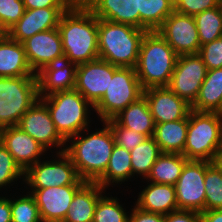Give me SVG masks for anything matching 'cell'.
<instances>
[{
  "mask_svg": "<svg viewBox=\"0 0 222 222\" xmlns=\"http://www.w3.org/2000/svg\"><path fill=\"white\" fill-rule=\"evenodd\" d=\"M56 157L59 159L38 161L24 172V182L31 190L86 183L79 178L71 158L64 151L57 152Z\"/></svg>",
  "mask_w": 222,
  "mask_h": 222,
  "instance_id": "9",
  "label": "cell"
},
{
  "mask_svg": "<svg viewBox=\"0 0 222 222\" xmlns=\"http://www.w3.org/2000/svg\"><path fill=\"white\" fill-rule=\"evenodd\" d=\"M18 199L10 198L12 222H42L39 208L33 195L27 192Z\"/></svg>",
  "mask_w": 222,
  "mask_h": 222,
  "instance_id": "35",
  "label": "cell"
},
{
  "mask_svg": "<svg viewBox=\"0 0 222 222\" xmlns=\"http://www.w3.org/2000/svg\"><path fill=\"white\" fill-rule=\"evenodd\" d=\"M213 162L188 160L175 183L179 210L205 211V172Z\"/></svg>",
  "mask_w": 222,
  "mask_h": 222,
  "instance_id": "10",
  "label": "cell"
},
{
  "mask_svg": "<svg viewBox=\"0 0 222 222\" xmlns=\"http://www.w3.org/2000/svg\"><path fill=\"white\" fill-rule=\"evenodd\" d=\"M133 177L131 153L124 147L114 145L105 173L96 181L105 190L113 183L122 184ZM107 187V189H106Z\"/></svg>",
  "mask_w": 222,
  "mask_h": 222,
  "instance_id": "28",
  "label": "cell"
},
{
  "mask_svg": "<svg viewBox=\"0 0 222 222\" xmlns=\"http://www.w3.org/2000/svg\"><path fill=\"white\" fill-rule=\"evenodd\" d=\"M18 178L23 179L22 181L24 182V171L0 142V189L1 187L4 188V186H10V184L17 181Z\"/></svg>",
  "mask_w": 222,
  "mask_h": 222,
  "instance_id": "36",
  "label": "cell"
},
{
  "mask_svg": "<svg viewBox=\"0 0 222 222\" xmlns=\"http://www.w3.org/2000/svg\"><path fill=\"white\" fill-rule=\"evenodd\" d=\"M103 124L104 128L96 132L83 137L81 134L87 133L88 128L66 141L72 143L64 152L71 158L79 178L86 182H96L105 173L113 152V133L105 121Z\"/></svg>",
  "mask_w": 222,
  "mask_h": 222,
  "instance_id": "2",
  "label": "cell"
},
{
  "mask_svg": "<svg viewBox=\"0 0 222 222\" xmlns=\"http://www.w3.org/2000/svg\"><path fill=\"white\" fill-rule=\"evenodd\" d=\"M139 29L156 31L174 12V0H138Z\"/></svg>",
  "mask_w": 222,
  "mask_h": 222,
  "instance_id": "30",
  "label": "cell"
},
{
  "mask_svg": "<svg viewBox=\"0 0 222 222\" xmlns=\"http://www.w3.org/2000/svg\"><path fill=\"white\" fill-rule=\"evenodd\" d=\"M22 44L27 62L35 74L46 65L64 60L62 39L58 28L36 33Z\"/></svg>",
  "mask_w": 222,
  "mask_h": 222,
  "instance_id": "15",
  "label": "cell"
},
{
  "mask_svg": "<svg viewBox=\"0 0 222 222\" xmlns=\"http://www.w3.org/2000/svg\"><path fill=\"white\" fill-rule=\"evenodd\" d=\"M207 71L198 54L180 55L167 87L192 106L198 97Z\"/></svg>",
  "mask_w": 222,
  "mask_h": 222,
  "instance_id": "11",
  "label": "cell"
},
{
  "mask_svg": "<svg viewBox=\"0 0 222 222\" xmlns=\"http://www.w3.org/2000/svg\"><path fill=\"white\" fill-rule=\"evenodd\" d=\"M105 122L109 125L113 133L115 144L124 147L128 151L136 148L148 138L144 134L120 126L114 119Z\"/></svg>",
  "mask_w": 222,
  "mask_h": 222,
  "instance_id": "37",
  "label": "cell"
},
{
  "mask_svg": "<svg viewBox=\"0 0 222 222\" xmlns=\"http://www.w3.org/2000/svg\"><path fill=\"white\" fill-rule=\"evenodd\" d=\"M22 0H0V22L9 30L25 13Z\"/></svg>",
  "mask_w": 222,
  "mask_h": 222,
  "instance_id": "38",
  "label": "cell"
},
{
  "mask_svg": "<svg viewBox=\"0 0 222 222\" xmlns=\"http://www.w3.org/2000/svg\"><path fill=\"white\" fill-rule=\"evenodd\" d=\"M0 142L24 172L40 161L47 151L17 125L0 129Z\"/></svg>",
  "mask_w": 222,
  "mask_h": 222,
  "instance_id": "18",
  "label": "cell"
},
{
  "mask_svg": "<svg viewBox=\"0 0 222 222\" xmlns=\"http://www.w3.org/2000/svg\"><path fill=\"white\" fill-rule=\"evenodd\" d=\"M64 60L76 65L99 58L98 18L84 5L72 4L59 20Z\"/></svg>",
  "mask_w": 222,
  "mask_h": 222,
  "instance_id": "1",
  "label": "cell"
},
{
  "mask_svg": "<svg viewBox=\"0 0 222 222\" xmlns=\"http://www.w3.org/2000/svg\"><path fill=\"white\" fill-rule=\"evenodd\" d=\"M117 68L100 58L79 64L74 89L94 106L104 96Z\"/></svg>",
  "mask_w": 222,
  "mask_h": 222,
  "instance_id": "14",
  "label": "cell"
},
{
  "mask_svg": "<svg viewBox=\"0 0 222 222\" xmlns=\"http://www.w3.org/2000/svg\"><path fill=\"white\" fill-rule=\"evenodd\" d=\"M147 184L138 195L137 202H135L136 207L163 215L179 210L173 185L149 183V181Z\"/></svg>",
  "mask_w": 222,
  "mask_h": 222,
  "instance_id": "22",
  "label": "cell"
},
{
  "mask_svg": "<svg viewBox=\"0 0 222 222\" xmlns=\"http://www.w3.org/2000/svg\"><path fill=\"white\" fill-rule=\"evenodd\" d=\"M129 215L128 222H164V215L141 210L134 206Z\"/></svg>",
  "mask_w": 222,
  "mask_h": 222,
  "instance_id": "42",
  "label": "cell"
},
{
  "mask_svg": "<svg viewBox=\"0 0 222 222\" xmlns=\"http://www.w3.org/2000/svg\"><path fill=\"white\" fill-rule=\"evenodd\" d=\"M84 5L98 18L139 29L138 0H87Z\"/></svg>",
  "mask_w": 222,
  "mask_h": 222,
  "instance_id": "21",
  "label": "cell"
},
{
  "mask_svg": "<svg viewBox=\"0 0 222 222\" xmlns=\"http://www.w3.org/2000/svg\"><path fill=\"white\" fill-rule=\"evenodd\" d=\"M191 110L222 114V68L207 71Z\"/></svg>",
  "mask_w": 222,
  "mask_h": 222,
  "instance_id": "26",
  "label": "cell"
},
{
  "mask_svg": "<svg viewBox=\"0 0 222 222\" xmlns=\"http://www.w3.org/2000/svg\"><path fill=\"white\" fill-rule=\"evenodd\" d=\"M222 147V114L191 110L182 155L188 160L213 162Z\"/></svg>",
  "mask_w": 222,
  "mask_h": 222,
  "instance_id": "6",
  "label": "cell"
},
{
  "mask_svg": "<svg viewBox=\"0 0 222 222\" xmlns=\"http://www.w3.org/2000/svg\"><path fill=\"white\" fill-rule=\"evenodd\" d=\"M198 55L203 60L207 70L222 68V37L201 45Z\"/></svg>",
  "mask_w": 222,
  "mask_h": 222,
  "instance_id": "39",
  "label": "cell"
},
{
  "mask_svg": "<svg viewBox=\"0 0 222 222\" xmlns=\"http://www.w3.org/2000/svg\"><path fill=\"white\" fill-rule=\"evenodd\" d=\"M120 126L153 137L155 123L144 96L128 105L113 118Z\"/></svg>",
  "mask_w": 222,
  "mask_h": 222,
  "instance_id": "25",
  "label": "cell"
},
{
  "mask_svg": "<svg viewBox=\"0 0 222 222\" xmlns=\"http://www.w3.org/2000/svg\"><path fill=\"white\" fill-rule=\"evenodd\" d=\"M36 76L30 68L23 44L7 36L0 41V77Z\"/></svg>",
  "mask_w": 222,
  "mask_h": 222,
  "instance_id": "23",
  "label": "cell"
},
{
  "mask_svg": "<svg viewBox=\"0 0 222 222\" xmlns=\"http://www.w3.org/2000/svg\"><path fill=\"white\" fill-rule=\"evenodd\" d=\"M105 189L96 182H86L74 195L63 222H92L94 210Z\"/></svg>",
  "mask_w": 222,
  "mask_h": 222,
  "instance_id": "24",
  "label": "cell"
},
{
  "mask_svg": "<svg viewBox=\"0 0 222 222\" xmlns=\"http://www.w3.org/2000/svg\"><path fill=\"white\" fill-rule=\"evenodd\" d=\"M200 222H222V210H210L201 212Z\"/></svg>",
  "mask_w": 222,
  "mask_h": 222,
  "instance_id": "45",
  "label": "cell"
},
{
  "mask_svg": "<svg viewBox=\"0 0 222 222\" xmlns=\"http://www.w3.org/2000/svg\"><path fill=\"white\" fill-rule=\"evenodd\" d=\"M188 117L160 124H155L153 138L162 153L182 154L186 143Z\"/></svg>",
  "mask_w": 222,
  "mask_h": 222,
  "instance_id": "27",
  "label": "cell"
},
{
  "mask_svg": "<svg viewBox=\"0 0 222 222\" xmlns=\"http://www.w3.org/2000/svg\"><path fill=\"white\" fill-rule=\"evenodd\" d=\"M187 161L188 159L179 153H162L156 159L146 181L174 186Z\"/></svg>",
  "mask_w": 222,
  "mask_h": 222,
  "instance_id": "29",
  "label": "cell"
},
{
  "mask_svg": "<svg viewBox=\"0 0 222 222\" xmlns=\"http://www.w3.org/2000/svg\"><path fill=\"white\" fill-rule=\"evenodd\" d=\"M205 211L222 210V171L212 163L205 172Z\"/></svg>",
  "mask_w": 222,
  "mask_h": 222,
  "instance_id": "33",
  "label": "cell"
},
{
  "mask_svg": "<svg viewBox=\"0 0 222 222\" xmlns=\"http://www.w3.org/2000/svg\"><path fill=\"white\" fill-rule=\"evenodd\" d=\"M178 55L157 31H148L142 38L135 67L143 89L168 86Z\"/></svg>",
  "mask_w": 222,
  "mask_h": 222,
  "instance_id": "3",
  "label": "cell"
},
{
  "mask_svg": "<svg viewBox=\"0 0 222 222\" xmlns=\"http://www.w3.org/2000/svg\"><path fill=\"white\" fill-rule=\"evenodd\" d=\"M38 99L37 76L0 77V129L18 125Z\"/></svg>",
  "mask_w": 222,
  "mask_h": 222,
  "instance_id": "7",
  "label": "cell"
},
{
  "mask_svg": "<svg viewBox=\"0 0 222 222\" xmlns=\"http://www.w3.org/2000/svg\"><path fill=\"white\" fill-rule=\"evenodd\" d=\"M143 91L135 68L118 67L110 78L104 96L94 105V111L102 122L113 119L142 97Z\"/></svg>",
  "mask_w": 222,
  "mask_h": 222,
  "instance_id": "8",
  "label": "cell"
},
{
  "mask_svg": "<svg viewBox=\"0 0 222 222\" xmlns=\"http://www.w3.org/2000/svg\"><path fill=\"white\" fill-rule=\"evenodd\" d=\"M17 126L47 151L51 146L56 147L57 150L60 147L56 153L65 150L67 142L57 132L47 106L40 99L21 117Z\"/></svg>",
  "mask_w": 222,
  "mask_h": 222,
  "instance_id": "13",
  "label": "cell"
},
{
  "mask_svg": "<svg viewBox=\"0 0 222 222\" xmlns=\"http://www.w3.org/2000/svg\"><path fill=\"white\" fill-rule=\"evenodd\" d=\"M77 65L62 60L43 67L36 73L38 96L46 97L56 92L73 90L75 87Z\"/></svg>",
  "mask_w": 222,
  "mask_h": 222,
  "instance_id": "20",
  "label": "cell"
},
{
  "mask_svg": "<svg viewBox=\"0 0 222 222\" xmlns=\"http://www.w3.org/2000/svg\"><path fill=\"white\" fill-rule=\"evenodd\" d=\"M156 31L178 56L198 54L201 44L194 16L174 11Z\"/></svg>",
  "mask_w": 222,
  "mask_h": 222,
  "instance_id": "12",
  "label": "cell"
},
{
  "mask_svg": "<svg viewBox=\"0 0 222 222\" xmlns=\"http://www.w3.org/2000/svg\"><path fill=\"white\" fill-rule=\"evenodd\" d=\"M145 97L155 124L187 118L191 105L172 92L167 86L144 89Z\"/></svg>",
  "mask_w": 222,
  "mask_h": 222,
  "instance_id": "16",
  "label": "cell"
},
{
  "mask_svg": "<svg viewBox=\"0 0 222 222\" xmlns=\"http://www.w3.org/2000/svg\"><path fill=\"white\" fill-rule=\"evenodd\" d=\"M146 32L128 24L98 19L99 58L118 67L135 68Z\"/></svg>",
  "mask_w": 222,
  "mask_h": 222,
  "instance_id": "4",
  "label": "cell"
},
{
  "mask_svg": "<svg viewBox=\"0 0 222 222\" xmlns=\"http://www.w3.org/2000/svg\"><path fill=\"white\" fill-rule=\"evenodd\" d=\"M164 222H200V213L192 210H176L164 215Z\"/></svg>",
  "mask_w": 222,
  "mask_h": 222,
  "instance_id": "41",
  "label": "cell"
},
{
  "mask_svg": "<svg viewBox=\"0 0 222 222\" xmlns=\"http://www.w3.org/2000/svg\"><path fill=\"white\" fill-rule=\"evenodd\" d=\"M0 222H12L10 199L0 197Z\"/></svg>",
  "mask_w": 222,
  "mask_h": 222,
  "instance_id": "44",
  "label": "cell"
},
{
  "mask_svg": "<svg viewBox=\"0 0 222 222\" xmlns=\"http://www.w3.org/2000/svg\"><path fill=\"white\" fill-rule=\"evenodd\" d=\"M73 4H84L87 0H70Z\"/></svg>",
  "mask_w": 222,
  "mask_h": 222,
  "instance_id": "48",
  "label": "cell"
},
{
  "mask_svg": "<svg viewBox=\"0 0 222 222\" xmlns=\"http://www.w3.org/2000/svg\"><path fill=\"white\" fill-rule=\"evenodd\" d=\"M82 186L65 185L30 190L39 208L42 222H63L75 193Z\"/></svg>",
  "mask_w": 222,
  "mask_h": 222,
  "instance_id": "17",
  "label": "cell"
},
{
  "mask_svg": "<svg viewBox=\"0 0 222 222\" xmlns=\"http://www.w3.org/2000/svg\"><path fill=\"white\" fill-rule=\"evenodd\" d=\"M25 9L49 8V7H70L73 3L70 0H22Z\"/></svg>",
  "mask_w": 222,
  "mask_h": 222,
  "instance_id": "43",
  "label": "cell"
},
{
  "mask_svg": "<svg viewBox=\"0 0 222 222\" xmlns=\"http://www.w3.org/2000/svg\"><path fill=\"white\" fill-rule=\"evenodd\" d=\"M213 163L222 171V147L216 153Z\"/></svg>",
  "mask_w": 222,
  "mask_h": 222,
  "instance_id": "46",
  "label": "cell"
},
{
  "mask_svg": "<svg viewBox=\"0 0 222 222\" xmlns=\"http://www.w3.org/2000/svg\"><path fill=\"white\" fill-rule=\"evenodd\" d=\"M194 19L201 45L222 37V5L205 10Z\"/></svg>",
  "mask_w": 222,
  "mask_h": 222,
  "instance_id": "32",
  "label": "cell"
},
{
  "mask_svg": "<svg viewBox=\"0 0 222 222\" xmlns=\"http://www.w3.org/2000/svg\"><path fill=\"white\" fill-rule=\"evenodd\" d=\"M8 36V30L0 22V41L5 39Z\"/></svg>",
  "mask_w": 222,
  "mask_h": 222,
  "instance_id": "47",
  "label": "cell"
},
{
  "mask_svg": "<svg viewBox=\"0 0 222 222\" xmlns=\"http://www.w3.org/2000/svg\"><path fill=\"white\" fill-rule=\"evenodd\" d=\"M217 6H220L218 0H174V11L189 16Z\"/></svg>",
  "mask_w": 222,
  "mask_h": 222,
  "instance_id": "40",
  "label": "cell"
},
{
  "mask_svg": "<svg viewBox=\"0 0 222 222\" xmlns=\"http://www.w3.org/2000/svg\"><path fill=\"white\" fill-rule=\"evenodd\" d=\"M39 99L47 106L57 132L65 141L90 127L89 113L94 106L77 90L60 91Z\"/></svg>",
  "mask_w": 222,
  "mask_h": 222,
  "instance_id": "5",
  "label": "cell"
},
{
  "mask_svg": "<svg viewBox=\"0 0 222 222\" xmlns=\"http://www.w3.org/2000/svg\"><path fill=\"white\" fill-rule=\"evenodd\" d=\"M133 177H148L156 159L162 154L153 137L147 138L143 143L130 151ZM138 174V175H137Z\"/></svg>",
  "mask_w": 222,
  "mask_h": 222,
  "instance_id": "31",
  "label": "cell"
},
{
  "mask_svg": "<svg viewBox=\"0 0 222 222\" xmlns=\"http://www.w3.org/2000/svg\"><path fill=\"white\" fill-rule=\"evenodd\" d=\"M127 213L117 197L102 195L96 204L92 222H128Z\"/></svg>",
  "mask_w": 222,
  "mask_h": 222,
  "instance_id": "34",
  "label": "cell"
},
{
  "mask_svg": "<svg viewBox=\"0 0 222 222\" xmlns=\"http://www.w3.org/2000/svg\"><path fill=\"white\" fill-rule=\"evenodd\" d=\"M69 7L26 9L18 22L8 30V36L20 43L36 33L58 28L61 15Z\"/></svg>",
  "mask_w": 222,
  "mask_h": 222,
  "instance_id": "19",
  "label": "cell"
}]
</instances>
